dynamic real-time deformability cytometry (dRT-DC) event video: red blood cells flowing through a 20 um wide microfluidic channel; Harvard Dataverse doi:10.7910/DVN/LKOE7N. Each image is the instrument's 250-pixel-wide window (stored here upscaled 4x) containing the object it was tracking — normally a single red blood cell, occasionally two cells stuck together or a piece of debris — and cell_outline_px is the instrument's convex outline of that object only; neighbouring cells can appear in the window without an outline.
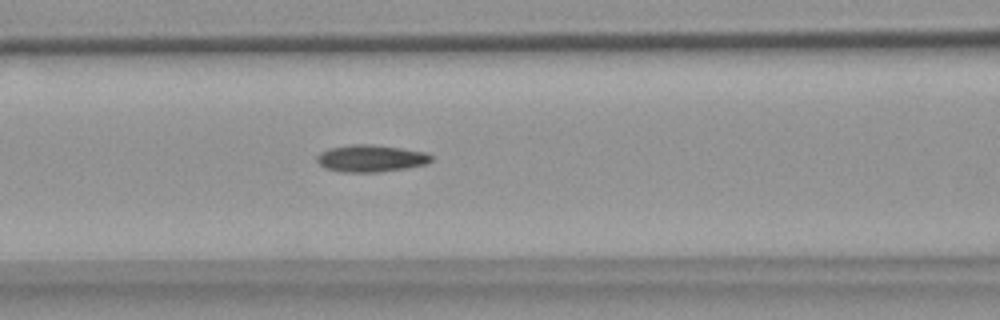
{"species": "common noctule bat (a hibernating species)", "species_latin": "Nyctalus noctula", "temperature_condition": "warm", "stored_images_in_passage": 54, "camera_frame_rate_fps": 3000, "um_per_image_px": 0.085, "animal": {"sex": "female", "body_mass_g": 18.4}, "frame": {"image": 1, "passage_image": 22, "time_ms": 7.0, "image_size_px": [1000, 320], "cell_outline_px": [[432, 160], [428, 164], [404, 168], [376, 172], [340, 172], [324, 168], [316, 160], [316, 156], [320, 152], [332, 148], [352, 144], [368, 144], [400, 148], [424, 152], [432, 156]], "centroid_in_image_um": [31.5, 13.47], "position_along_channel_um": 135.1, "area_um2": 17.86}}
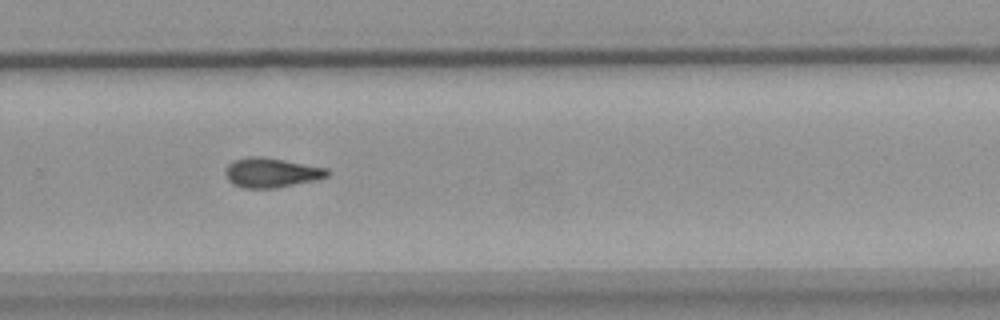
{"frame": {"image": 2, "passage_image": 36, "time_ms": 11.667, "image_size_px": [1000, 320], "cell_outline_px": [[328, 176], [316, 180], [276, 188], [244, 188], [232, 184], [228, 180], [228, 164], [236, 160], [248, 156], [260, 156], [284, 160], [328, 168]], "centroid_in_image_um": [23.1, 14.68], "position_along_channel_um": 306.7, "area_um2": 17.34}}
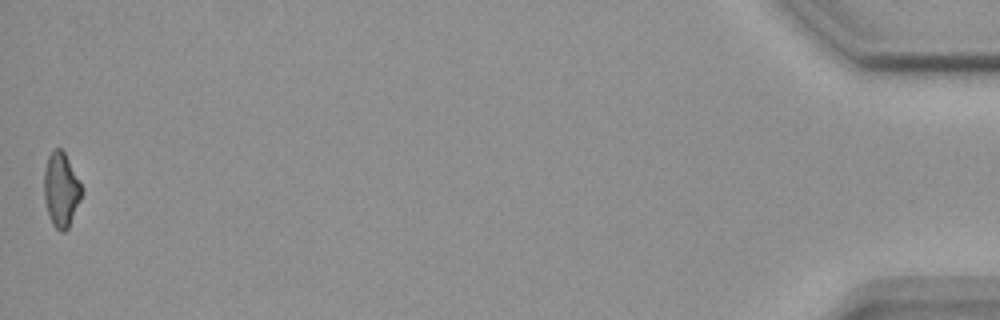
{"frame": {"image": 3, "passage_image": 54, "time_ms": 17.667, "image_size_px": [1000, 320], "cell_outline_px": [[80, 200], [68, 228], [64, 232], [60, 232], [52, 224], [48, 216], [44, 200], [44, 168], [48, 156], [52, 148], [60, 148], [64, 152], [80, 184]], "centroid_in_image_um": [5.14, 16.13], "position_along_channel_um": 430.1, "area_um2": 16.07}, "authors_computed_cell_mechanics": {"area_um2": 16.9354, "velocity_mm_per_s": 3.6895, "shape_relaxation_time_tau1_ms": null, "shape_relaxation_time_tau2_ms": 6.9164, "deformation_change_tau1": null, "deformation_change_tau2": 0.1511}}